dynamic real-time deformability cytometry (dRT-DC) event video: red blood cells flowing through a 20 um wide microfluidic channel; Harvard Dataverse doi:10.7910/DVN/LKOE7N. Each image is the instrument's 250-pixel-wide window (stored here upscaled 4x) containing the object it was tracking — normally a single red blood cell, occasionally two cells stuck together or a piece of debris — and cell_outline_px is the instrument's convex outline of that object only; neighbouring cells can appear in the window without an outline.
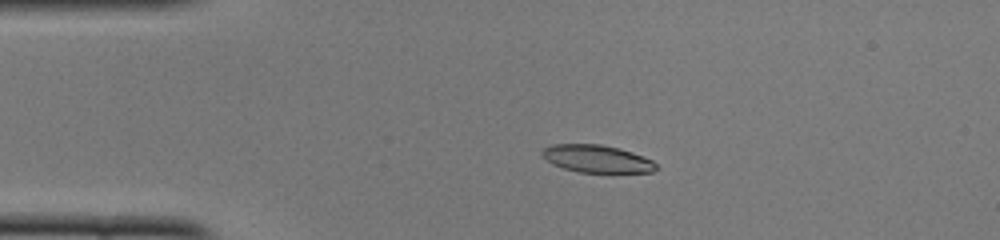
{"species": "common noctule bat (a hibernating species)", "species_latin": "Nyctalus noctula", "temperature_condition": "cold", "stored_images_in_passage": 41, "camera_frame_rate_fps": 3000, "um_per_image_px": 0.085, "animal": {"sex": "female", "body_mass_g": 22.0, "forearm_length_mm": 56.7}, "frame": {"image": 1, "passage_image": 1, "time_ms": 0.0, "image_size_px": [1000, 240], "cell_outline_px": [[660, 168], [652, 172], [580, 172], [564, 168], [552, 164], [540, 156], [540, 152], [544, 148], [552, 144], [600, 144], [620, 148], [644, 156], [652, 160]], "centroid_in_image_um": [50.73, 13.49], "position_along_channel_um": 34.3, "area_um2": 18.44}}
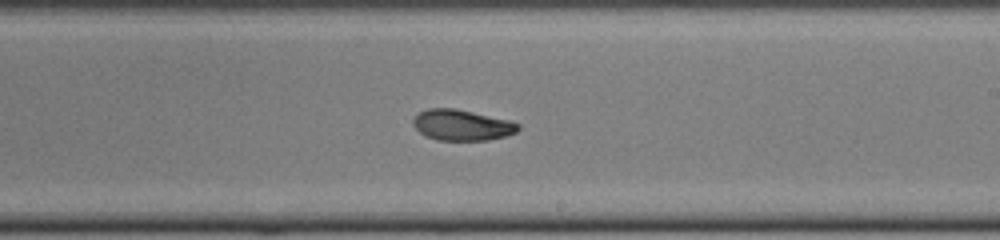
{"frame": {"image": 2, "passage_image": 20, "time_ms": 6.333, "image_size_px": [1000, 240], "cell_outline_px": [[520, 128], [516, 132], [504, 136], [488, 140], [436, 140], [424, 136], [412, 124], [412, 120], [416, 112], [428, 108], [456, 108], [508, 120], [520, 124]], "centroid_in_image_um": [39.2, 10.62], "position_along_channel_um": 249.8, "area_um2": 19.02}}
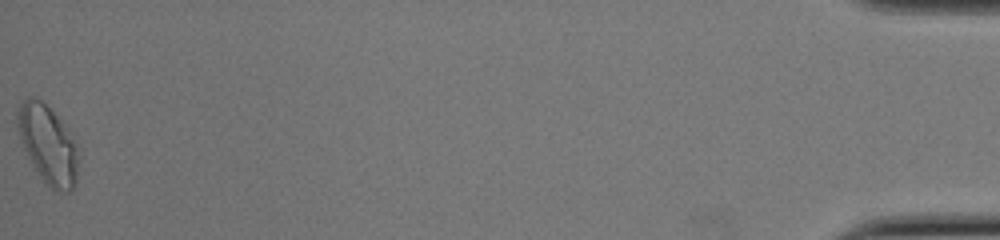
{"frame": {"image": 3, "passage_image": 41, "time_ms": 13.333, "image_size_px": [1000, 240], "cell_outline_px": [[80, 160], [76, 184], [68, 192], [56, 192], [44, 184], [28, 156], [20, 140], [16, 124], [16, 108], [28, 96], [32, 96], [40, 100], [56, 116], [72, 140], [76, 148]], "centroid_in_image_um": [4.05, 12.34], "position_along_channel_um": 431.2, "area_um2": 27.63}, "authors_computed_cell_mechanics": {"area_um2": 19.7676, "velocity_mm_per_s": 3.9946, "shape_relaxation_time_tau1_ms": 5.0666, "shape_relaxation_time_tau2_ms": 2.7646, "deformation_change_tau1": 0.1554, "deformation_change_tau2": 0.0746}}